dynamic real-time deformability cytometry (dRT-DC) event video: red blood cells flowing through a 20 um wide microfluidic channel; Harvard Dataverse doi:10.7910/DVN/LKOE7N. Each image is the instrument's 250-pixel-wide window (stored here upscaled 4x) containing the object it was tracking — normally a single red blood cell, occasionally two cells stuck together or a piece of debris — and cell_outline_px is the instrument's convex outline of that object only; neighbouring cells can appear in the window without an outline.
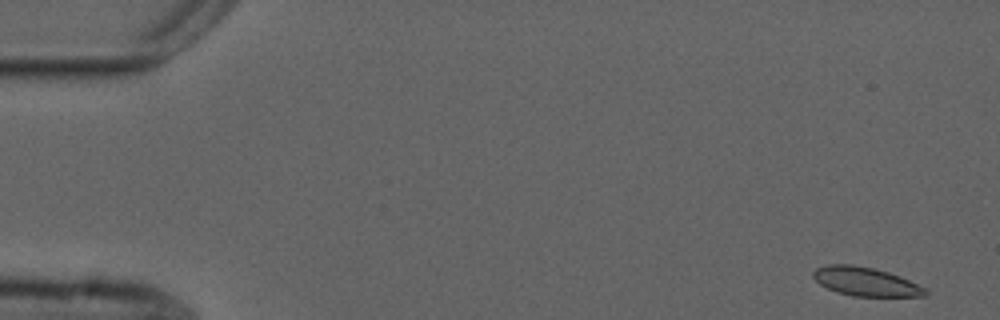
{"species": "common noctule bat (a hibernating species)", "species_latin": "Nyctalus noctula", "temperature_condition": "cold", "stored_images_in_passage": 54, "camera_frame_rate_fps": 3000, "um_per_image_px": 0.085, "animal": {"sex": "male", "forearm_length_mm": 52.5}, "frame": {"image": 1, "passage_image": 1, "time_ms": 0.0, "image_size_px": [1000, 320], "cell_outline_px": [[928, 296], [852, 296], [836, 292], [820, 284], [812, 276], [812, 272], [816, 268], [828, 264], [852, 264], [872, 268], [888, 272], [900, 276], [924, 288], [928, 292]], "centroid_in_image_um": [73.54, 23.93], "position_along_channel_um": 11.5, "area_um2": 18.67}}
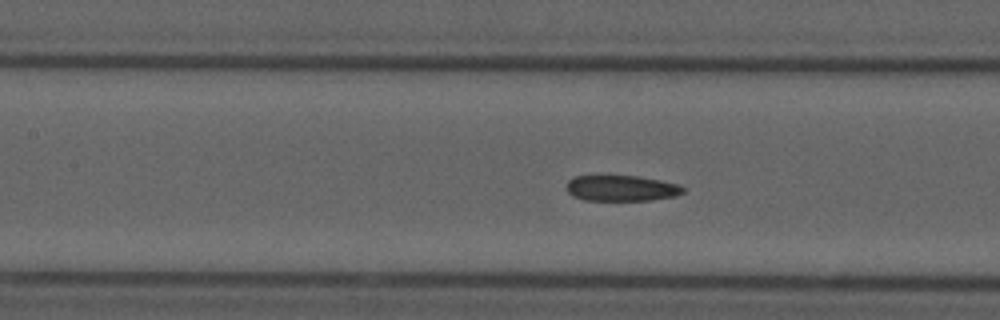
{"frame": {"image": 2, "passage_image": 23, "time_ms": 7.333, "image_size_px": [1000, 320], "cell_outline_px": [[684, 192], [676, 196], [652, 200], [584, 200], [572, 196], [564, 188], [568, 180], [572, 176], [636, 176], [660, 180], [680, 184], [684, 188]], "centroid_in_image_um": [52.79, 16.0], "position_along_channel_um": 154.6, "area_um2": 17.69}}
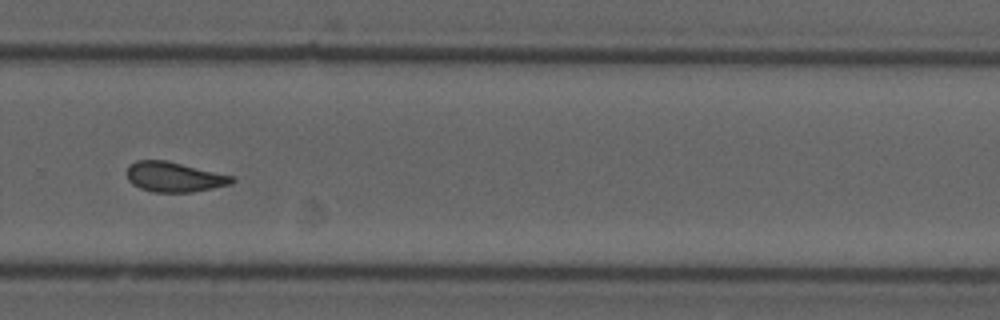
{"frame": {"image": 3, "passage_image": 36, "time_ms": 11.667, "image_size_px": [1000, 320], "cell_outline_px": [[236, 180], [232, 184], [192, 192], [152, 192], [140, 188], [132, 184], [128, 180], [128, 164], [136, 160], [168, 160], [232, 176]], "centroid_in_image_um": [14.79, 15.03], "position_along_channel_um": 315.0, "area_um2": 18.38}, "authors_computed_cell_mechanics": {"area_um2": 18.6694, "velocity_mm_per_s": 3.7168, "shape_relaxation_time_tau1_ms": null, "shape_relaxation_time_tau2_ms": 2.1659, "deformation_change_tau1": null, "deformation_change_tau2": 0.0754}}